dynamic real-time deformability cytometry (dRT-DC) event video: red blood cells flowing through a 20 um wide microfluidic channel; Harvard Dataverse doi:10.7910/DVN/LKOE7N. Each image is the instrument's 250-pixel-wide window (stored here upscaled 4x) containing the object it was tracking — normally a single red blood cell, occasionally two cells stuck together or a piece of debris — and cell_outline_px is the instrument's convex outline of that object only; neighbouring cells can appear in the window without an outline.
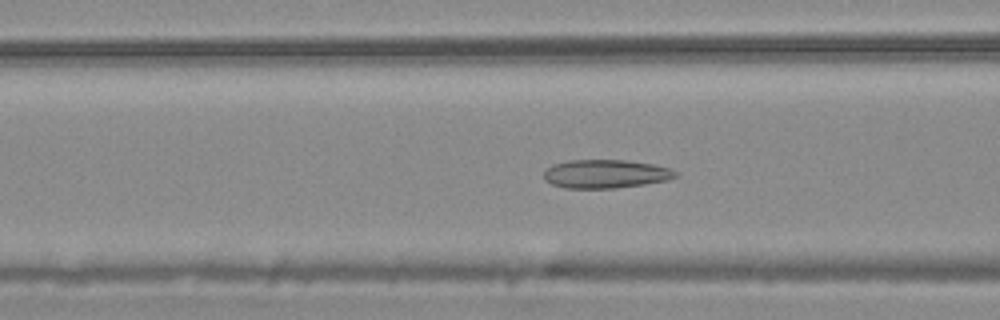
{"species": "common noctule bat (a hibernating species)", "species_latin": "Nyctalus noctula", "temperature_condition": "warm", "stored_images_in_passage": 54, "camera_frame_rate_fps": 3000, "um_per_image_px": 0.085, "animal": {"sex": "male", "body_mass_g": 20.4}, "frame": {"image": 1, "passage_image": 21, "time_ms": 6.667, "image_size_px": [1000, 320], "cell_outline_px": [[680, 176], [668, 180], [644, 184], [616, 188], [564, 188], [552, 184], [544, 180], [544, 172], [552, 164], [568, 160], [628, 160], [652, 164], [668, 168], [680, 172]], "centroid_in_image_um": [51.5, 14.78], "position_along_channel_um": 115.1, "area_um2": 22.08}}
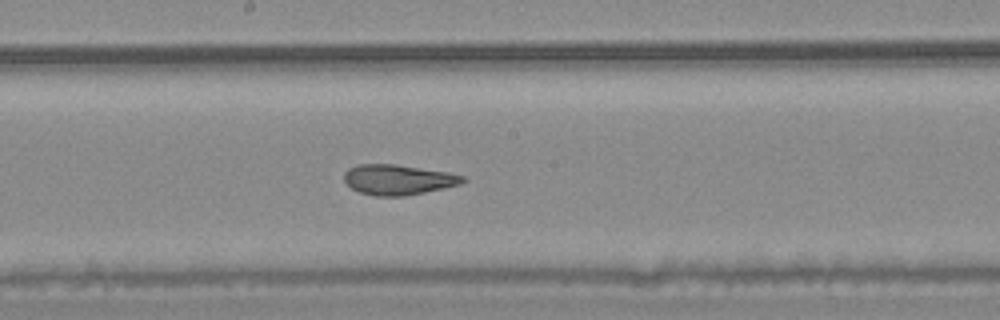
{"frame": {"image": 2, "passage_image": 29, "time_ms": 9.333, "image_size_px": [1000, 320], "cell_outline_px": [[468, 180], [460, 184], [444, 188], [404, 196], [376, 196], [360, 192], [352, 188], [344, 180], [344, 172], [348, 168], [356, 164], [396, 164], [448, 172], [464, 176]], "centroid_in_image_um": [33.84, 15.26], "position_along_channel_um": 214.4, "area_um2": 20.92}}
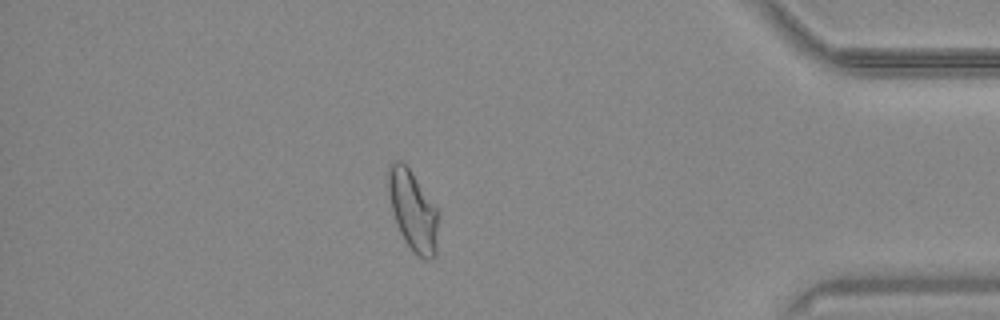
{"frame": {"image": 3, "passage_image": 47, "time_ms": 15.333, "image_size_px": [1000, 320], "cell_outline_px": [[440, 216], [436, 256], [432, 260], [424, 260], [412, 252], [404, 240], [396, 224], [392, 208], [388, 188], [388, 164], [392, 160], [400, 160], [408, 168], [440, 212]], "centroid_in_image_um": [35.14, 17.97], "position_along_channel_um": 400.1, "area_um2": 23.76}, "authors_computed_cell_mechanics": {"area_um2": 23.6113, "velocity_mm_per_s": 3.7138, "shape_relaxation_time_tau1_ms": null, "shape_relaxation_time_tau2_ms": 1.7538, "deformation_change_tau1": null, "deformation_change_tau2": 0.0542}}